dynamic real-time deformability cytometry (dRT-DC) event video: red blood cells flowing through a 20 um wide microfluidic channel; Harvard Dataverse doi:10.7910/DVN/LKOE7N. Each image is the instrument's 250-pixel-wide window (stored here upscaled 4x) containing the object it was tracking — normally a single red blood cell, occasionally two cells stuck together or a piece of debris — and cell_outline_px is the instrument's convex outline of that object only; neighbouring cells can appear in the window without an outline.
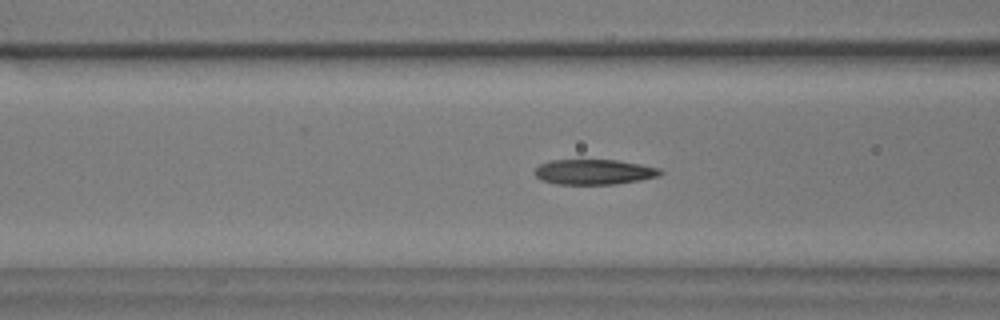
{"species": "common noctule bat (a hibernating species)", "species_latin": "Nyctalus noctula", "temperature_condition": "warm", "stored_images_in_passage": 39, "camera_frame_rate_fps": 3000, "um_per_image_px": 0.085, "animal": {"sex": "male", "body_mass_g": 17.9}, "frame": {"image": 1, "passage_image": 13, "time_ms": 4.0, "image_size_px": [1000, 320], "cell_outline_px": [[664, 172], [656, 176], [640, 180], [616, 184], [556, 184], [540, 180], [536, 176], [536, 168], [540, 164], [552, 160], [616, 160], [640, 164], [660, 168]], "centroid_in_image_um": [50.49, 14.61], "position_along_channel_um": 116.1, "area_um2": 18.32}}
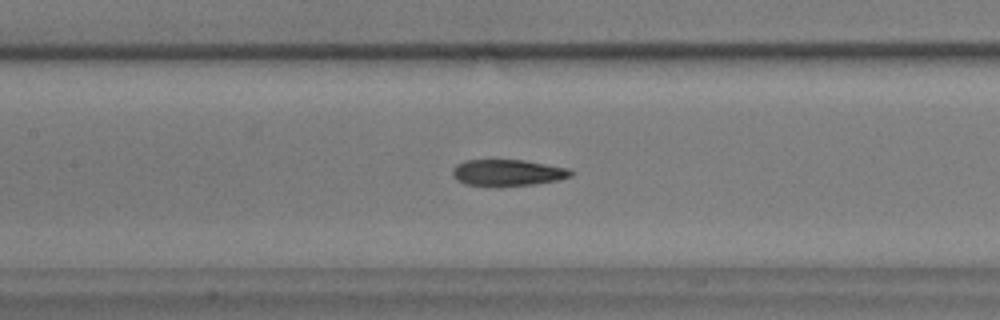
{"frame": {"image": 2, "passage_image": 17, "time_ms": 5.333, "image_size_px": [1000, 320], "cell_outline_px": [[576, 172], [572, 176], [556, 180], [532, 184], [464, 184], [456, 180], [452, 176], [452, 168], [456, 164], [464, 160], [524, 160], [568, 168]], "centroid_in_image_um": [43.14, 14.64], "position_along_channel_um": 164.3, "area_um2": 17.74}}
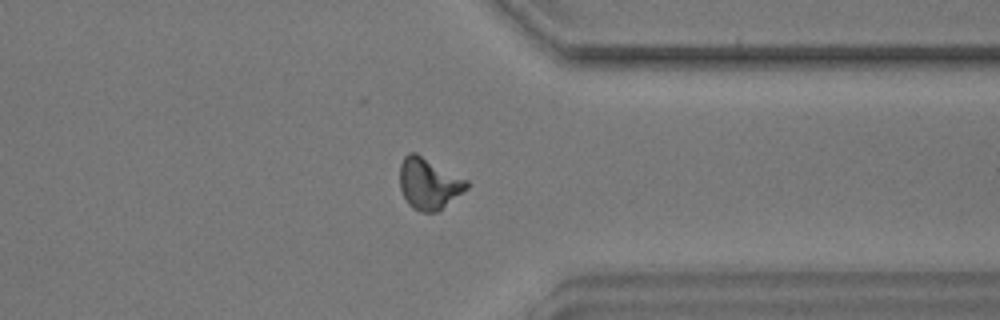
{"frame": {"image": 3, "passage_image": 35, "time_ms": 11.333, "image_size_px": [1000, 320], "cell_outline_px": [[468, 188], [436, 212], [420, 212], [412, 208], [408, 204], [400, 188], [400, 164], [404, 156], [408, 152], [416, 152], [468, 180]], "centroid_in_image_um": [36.43, 15.59], "position_along_channel_um": 375.0, "area_um2": 19.94}, "authors_computed_cell_mechanics": {"area_um2": 18.4382, "velocity_mm_per_s": 3.5886, "shape_relaxation_time_tau1_ms": 7.4418, "shape_relaxation_time_tau2_ms": 1.9858, "deformation_change_tau1": 0.2094, "deformation_change_tau2": 0.0845}}